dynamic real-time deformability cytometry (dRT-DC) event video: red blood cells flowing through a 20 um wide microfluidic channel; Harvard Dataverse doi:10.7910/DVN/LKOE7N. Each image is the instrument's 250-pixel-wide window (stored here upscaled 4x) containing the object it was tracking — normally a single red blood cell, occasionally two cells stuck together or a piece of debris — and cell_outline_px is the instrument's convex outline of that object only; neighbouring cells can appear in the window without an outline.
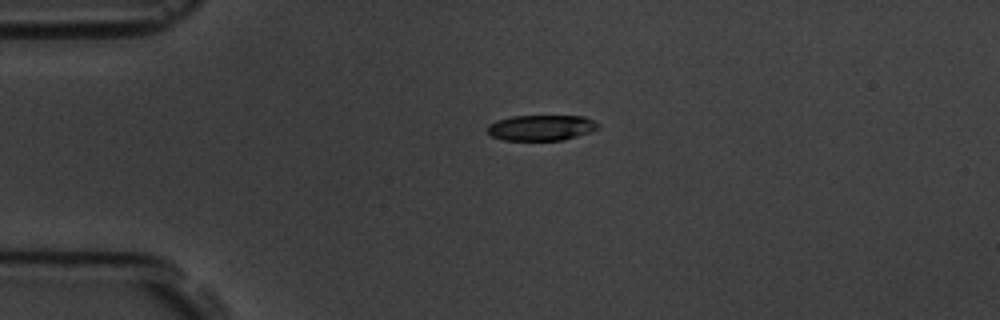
{"species": "common noctule bat (a hibernating species)", "species_latin": "Nyctalus noctula", "temperature_condition": "room temperature", "stored_images_in_passage": 3, "camera_frame_rate_fps": 3000, "um_per_image_px": 0.085, "animal": {"sex": "male", "body_mass_g": 19.5, "forearm_length_mm": 54.6}, "frame": {"image": 1, "passage_image": 1, "time_ms": 0.0, "image_size_px": [1000, 320], "cell_outline_px": [[600, 128], [592, 132], [560, 140], [504, 140], [492, 136], [484, 128], [488, 124], [496, 120], [512, 116], [584, 116], [600, 124]], "centroid_in_image_um": [45.99, 10.85], "position_along_channel_um": 39.0, "area_um2": 16.65}}
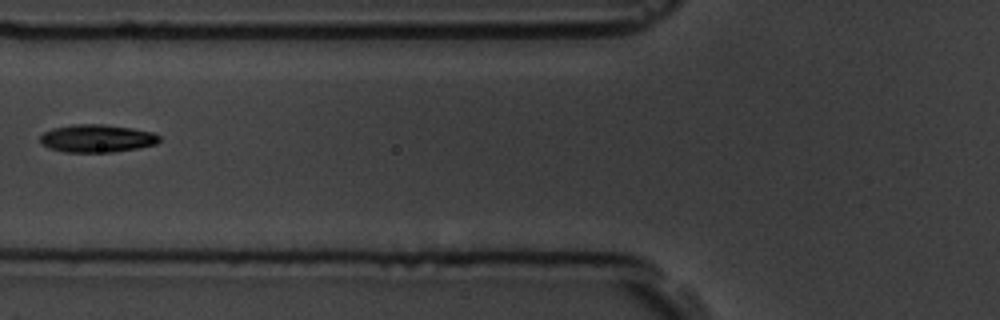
{"frame": {"image": 2, "passage_image": 3, "time_ms": 3.0, "image_size_px": [1000, 320], "cell_outline_px": [[160, 140], [156, 144], [136, 148], [112, 152], [64, 152], [48, 148], [40, 144], [40, 136], [44, 132], [52, 128], [72, 124], [104, 124], [132, 128], [152, 132], [160, 136]], "centroid_in_image_um": [8.2, 11.76], "position_along_channel_um": 117.6, "area_um2": 19.42}}